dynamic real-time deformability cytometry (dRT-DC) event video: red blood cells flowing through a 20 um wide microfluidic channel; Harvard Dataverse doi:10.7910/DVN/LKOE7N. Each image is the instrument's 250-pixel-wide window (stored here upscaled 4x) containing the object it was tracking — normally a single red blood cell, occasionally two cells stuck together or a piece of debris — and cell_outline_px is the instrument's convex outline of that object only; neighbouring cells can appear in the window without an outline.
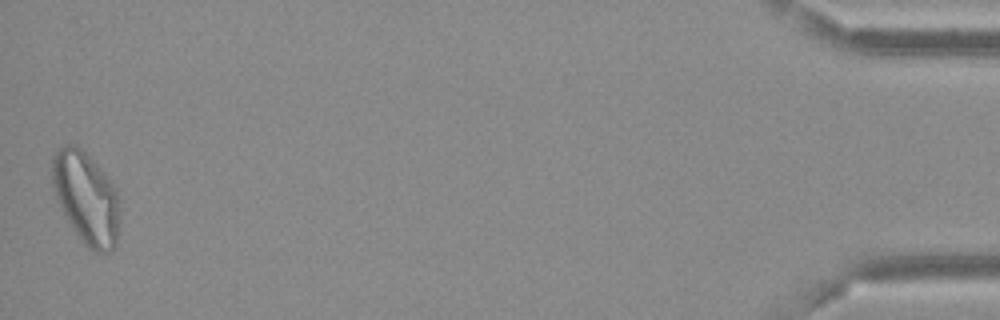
{"species": "Egyptian fruit bat (a non-hibernating species)", "species_latin": "Rousettus aegyptiacus", "temperature_condition": "cold", "stored_images_in_passage": 41, "camera_frame_rate_fps": 3000, "um_per_image_px": 0.085, "frame": {"image": 1, "passage_image": 41, "time_ms": 13.333, "image_size_px": [1000, 320], "cell_outline_px": [[120, 212], [116, 244], [112, 252], [96, 252], [88, 248], [80, 240], [72, 228], [56, 196], [52, 184], [52, 156], [64, 144], [76, 144], [96, 164], [116, 188], [120, 208]], "centroid_in_image_um": [7.34, 16.84], "position_along_channel_um": 427.9, "area_um2": 36.07}, "authors_computed_cell_mechanics": {"area_um2": 25.8366, "velocity_mm_per_s": 3.6441, "shape_relaxation_time_tau1_ms": null, "shape_relaxation_time_tau2_ms": 1.1035, "deformation_change_tau1": null, "deformation_change_tau2": 0.0957}}